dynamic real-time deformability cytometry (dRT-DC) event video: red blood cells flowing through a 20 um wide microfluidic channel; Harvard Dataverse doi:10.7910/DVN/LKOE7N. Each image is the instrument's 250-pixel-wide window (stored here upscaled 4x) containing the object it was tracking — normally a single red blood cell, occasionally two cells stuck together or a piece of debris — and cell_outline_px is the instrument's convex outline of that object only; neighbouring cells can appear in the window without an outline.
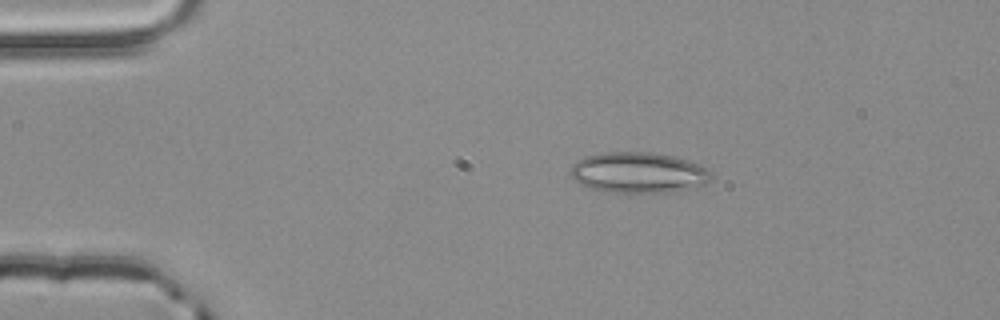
{"species": "common noctule bat (a hibernating species)", "species_latin": "Nyctalus noctula", "temperature_condition": "room temperature", "stored_images_in_passage": 2, "camera_frame_rate_fps": 3000, "um_per_image_px": 0.085, "animal": {"sex": "male", "body_mass_g": 20.4}, "frame": {"image": 1, "passage_image": 1, "time_ms": 0.0, "image_size_px": [1000, 320], "cell_outline_px": [[712, 176], [708, 184], [672, 192], [604, 192], [580, 184], [568, 172], [572, 164], [576, 160], [584, 156], [604, 152], [652, 152], [676, 156], [688, 160], [708, 168], [712, 172]], "centroid_in_image_um": [54.28, 14.66], "position_along_channel_um": 30.7, "area_um2": 33.81}}